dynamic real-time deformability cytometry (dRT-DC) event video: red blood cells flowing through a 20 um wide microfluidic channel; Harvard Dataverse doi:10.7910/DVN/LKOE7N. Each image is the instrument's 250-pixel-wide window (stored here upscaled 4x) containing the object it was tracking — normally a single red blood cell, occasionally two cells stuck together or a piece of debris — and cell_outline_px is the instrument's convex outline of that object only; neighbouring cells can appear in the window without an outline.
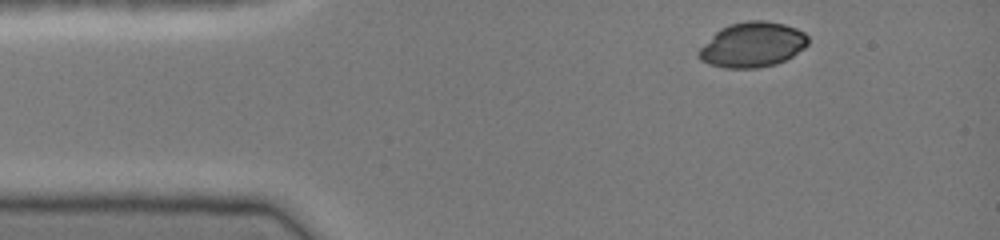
{"species": "common noctule bat (a hibernating species)", "species_latin": "Nyctalus noctula", "temperature_condition": "cold", "stored_images_in_passage": 35, "camera_frame_rate_fps": 3000, "um_per_image_px": 0.085, "animal": {"sex": "female", "body_mass_g": 19.0, "forearm_length_mm": 51.5}, "frame": {"image": 1, "passage_image": 1, "time_ms": 0.0, "image_size_px": [1000, 240], "cell_outline_px": [[808, 44], [804, 48], [792, 56], [776, 64], [756, 68], [724, 68], [708, 64], [700, 60], [696, 56], [696, 52], [720, 28], [728, 24], [748, 20], [764, 20], [784, 24], [796, 28], [804, 32], [808, 36]], "centroid_in_image_um": [63.94, 3.8], "position_along_channel_um": 21.1, "area_um2": 28.84}}
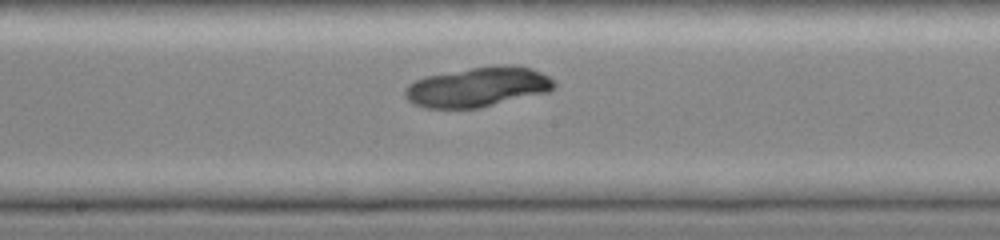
{"frame": {"image": 2, "passage_image": 19, "time_ms": 6.0, "image_size_px": [1000, 240], "cell_outline_px": [[556, 84], [548, 92], [480, 108], [424, 108], [412, 104], [404, 96], [404, 88], [408, 84], [424, 76], [492, 64], [500, 64], [532, 68], [548, 76]], "centroid_in_image_um": [40.57, 7.39], "position_along_channel_um": 207.6, "area_um2": 34.85}}
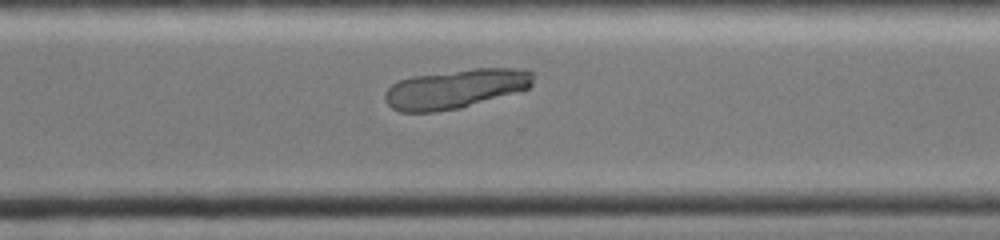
{"frame": {"image": 3, "passage_image": 28, "time_ms": 9.0, "image_size_px": [1000, 240], "cell_outline_px": [[532, 84], [528, 88], [516, 92], [460, 108], [432, 112], [400, 112], [392, 108], [384, 100], [384, 92], [392, 84], [400, 80], [412, 76], [472, 68], [528, 68], [532, 72]], "centroid_in_image_um": [38.7, 7.54], "position_along_channel_um": 331.9, "area_um2": 33.93}}